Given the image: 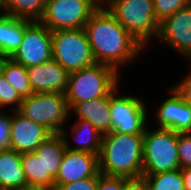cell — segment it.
Listing matches in <instances>:
<instances>
[{"mask_svg": "<svg viewBox=\"0 0 191 190\" xmlns=\"http://www.w3.org/2000/svg\"><path fill=\"white\" fill-rule=\"evenodd\" d=\"M184 184V190H191V168L180 169Z\"/></svg>", "mask_w": 191, "mask_h": 190, "instance_id": "d6a6232c", "label": "cell"}, {"mask_svg": "<svg viewBox=\"0 0 191 190\" xmlns=\"http://www.w3.org/2000/svg\"><path fill=\"white\" fill-rule=\"evenodd\" d=\"M22 100L23 98L0 72V108H4L5 105H13L12 111L19 110Z\"/></svg>", "mask_w": 191, "mask_h": 190, "instance_id": "d4e9b609", "label": "cell"}, {"mask_svg": "<svg viewBox=\"0 0 191 190\" xmlns=\"http://www.w3.org/2000/svg\"><path fill=\"white\" fill-rule=\"evenodd\" d=\"M84 30L96 63L117 71L120 66L136 60L145 49L103 4L91 15Z\"/></svg>", "mask_w": 191, "mask_h": 190, "instance_id": "6da1fadb", "label": "cell"}, {"mask_svg": "<svg viewBox=\"0 0 191 190\" xmlns=\"http://www.w3.org/2000/svg\"><path fill=\"white\" fill-rule=\"evenodd\" d=\"M0 190H28L21 153L0 149Z\"/></svg>", "mask_w": 191, "mask_h": 190, "instance_id": "ac0fdd59", "label": "cell"}, {"mask_svg": "<svg viewBox=\"0 0 191 190\" xmlns=\"http://www.w3.org/2000/svg\"><path fill=\"white\" fill-rule=\"evenodd\" d=\"M170 97L158 107L156 113L157 128H166L176 133H191V106L172 86Z\"/></svg>", "mask_w": 191, "mask_h": 190, "instance_id": "5bb4252c", "label": "cell"}, {"mask_svg": "<svg viewBox=\"0 0 191 190\" xmlns=\"http://www.w3.org/2000/svg\"><path fill=\"white\" fill-rule=\"evenodd\" d=\"M173 86L183 100L191 106V71L178 84Z\"/></svg>", "mask_w": 191, "mask_h": 190, "instance_id": "4dcf8cb0", "label": "cell"}, {"mask_svg": "<svg viewBox=\"0 0 191 190\" xmlns=\"http://www.w3.org/2000/svg\"><path fill=\"white\" fill-rule=\"evenodd\" d=\"M0 10L3 11L4 14L5 4L2 2V0H0Z\"/></svg>", "mask_w": 191, "mask_h": 190, "instance_id": "836d02e7", "label": "cell"}, {"mask_svg": "<svg viewBox=\"0 0 191 190\" xmlns=\"http://www.w3.org/2000/svg\"><path fill=\"white\" fill-rule=\"evenodd\" d=\"M99 175L98 155L66 149L54 185H65Z\"/></svg>", "mask_w": 191, "mask_h": 190, "instance_id": "4fadbf2b", "label": "cell"}, {"mask_svg": "<svg viewBox=\"0 0 191 190\" xmlns=\"http://www.w3.org/2000/svg\"><path fill=\"white\" fill-rule=\"evenodd\" d=\"M32 21L0 15V55L10 58L22 43L25 28Z\"/></svg>", "mask_w": 191, "mask_h": 190, "instance_id": "ffe728a7", "label": "cell"}, {"mask_svg": "<svg viewBox=\"0 0 191 190\" xmlns=\"http://www.w3.org/2000/svg\"><path fill=\"white\" fill-rule=\"evenodd\" d=\"M119 73L113 67L99 63L69 73L65 92L69 109L76 103L111 94L119 87Z\"/></svg>", "mask_w": 191, "mask_h": 190, "instance_id": "277c9868", "label": "cell"}, {"mask_svg": "<svg viewBox=\"0 0 191 190\" xmlns=\"http://www.w3.org/2000/svg\"><path fill=\"white\" fill-rule=\"evenodd\" d=\"M125 190H150L144 177L125 178Z\"/></svg>", "mask_w": 191, "mask_h": 190, "instance_id": "1f68e13d", "label": "cell"}, {"mask_svg": "<svg viewBox=\"0 0 191 190\" xmlns=\"http://www.w3.org/2000/svg\"><path fill=\"white\" fill-rule=\"evenodd\" d=\"M158 40L191 63V3L160 23Z\"/></svg>", "mask_w": 191, "mask_h": 190, "instance_id": "8fae6325", "label": "cell"}, {"mask_svg": "<svg viewBox=\"0 0 191 190\" xmlns=\"http://www.w3.org/2000/svg\"><path fill=\"white\" fill-rule=\"evenodd\" d=\"M147 127L143 137V174L154 175L180 169L178 133L171 129Z\"/></svg>", "mask_w": 191, "mask_h": 190, "instance_id": "5b68a950", "label": "cell"}, {"mask_svg": "<svg viewBox=\"0 0 191 190\" xmlns=\"http://www.w3.org/2000/svg\"><path fill=\"white\" fill-rule=\"evenodd\" d=\"M98 177L85 178L65 185H54V190H96Z\"/></svg>", "mask_w": 191, "mask_h": 190, "instance_id": "f1b7e54d", "label": "cell"}, {"mask_svg": "<svg viewBox=\"0 0 191 190\" xmlns=\"http://www.w3.org/2000/svg\"><path fill=\"white\" fill-rule=\"evenodd\" d=\"M10 134L9 114L0 110V149L8 148Z\"/></svg>", "mask_w": 191, "mask_h": 190, "instance_id": "f546056e", "label": "cell"}, {"mask_svg": "<svg viewBox=\"0 0 191 190\" xmlns=\"http://www.w3.org/2000/svg\"><path fill=\"white\" fill-rule=\"evenodd\" d=\"M96 190H125V177L106 176L100 173Z\"/></svg>", "mask_w": 191, "mask_h": 190, "instance_id": "83f0119b", "label": "cell"}, {"mask_svg": "<svg viewBox=\"0 0 191 190\" xmlns=\"http://www.w3.org/2000/svg\"><path fill=\"white\" fill-rule=\"evenodd\" d=\"M100 0H48L39 22L50 31L84 28Z\"/></svg>", "mask_w": 191, "mask_h": 190, "instance_id": "ba28073f", "label": "cell"}, {"mask_svg": "<svg viewBox=\"0 0 191 190\" xmlns=\"http://www.w3.org/2000/svg\"><path fill=\"white\" fill-rule=\"evenodd\" d=\"M18 111L51 134L60 133L71 116L65 94L61 93H33L23 98Z\"/></svg>", "mask_w": 191, "mask_h": 190, "instance_id": "8992f818", "label": "cell"}, {"mask_svg": "<svg viewBox=\"0 0 191 190\" xmlns=\"http://www.w3.org/2000/svg\"><path fill=\"white\" fill-rule=\"evenodd\" d=\"M1 72L22 98L33 94L29 83L28 71L24 65L14 62L11 58H4Z\"/></svg>", "mask_w": 191, "mask_h": 190, "instance_id": "44dd1931", "label": "cell"}, {"mask_svg": "<svg viewBox=\"0 0 191 190\" xmlns=\"http://www.w3.org/2000/svg\"><path fill=\"white\" fill-rule=\"evenodd\" d=\"M177 148L180 169L191 168V133H178Z\"/></svg>", "mask_w": 191, "mask_h": 190, "instance_id": "4316f807", "label": "cell"}, {"mask_svg": "<svg viewBox=\"0 0 191 190\" xmlns=\"http://www.w3.org/2000/svg\"><path fill=\"white\" fill-rule=\"evenodd\" d=\"M9 114L10 134L8 148L18 153L33 152L51 133L42 125L26 118L18 110Z\"/></svg>", "mask_w": 191, "mask_h": 190, "instance_id": "7c38bea8", "label": "cell"}, {"mask_svg": "<svg viewBox=\"0 0 191 190\" xmlns=\"http://www.w3.org/2000/svg\"><path fill=\"white\" fill-rule=\"evenodd\" d=\"M52 58L68 73L96 64L84 28L52 31Z\"/></svg>", "mask_w": 191, "mask_h": 190, "instance_id": "52a82bcc", "label": "cell"}, {"mask_svg": "<svg viewBox=\"0 0 191 190\" xmlns=\"http://www.w3.org/2000/svg\"><path fill=\"white\" fill-rule=\"evenodd\" d=\"M26 68L52 59V31L39 21H32L24 30L22 43L10 57Z\"/></svg>", "mask_w": 191, "mask_h": 190, "instance_id": "30bf717a", "label": "cell"}, {"mask_svg": "<svg viewBox=\"0 0 191 190\" xmlns=\"http://www.w3.org/2000/svg\"><path fill=\"white\" fill-rule=\"evenodd\" d=\"M33 93L65 94L69 73L53 58L37 66L27 68Z\"/></svg>", "mask_w": 191, "mask_h": 190, "instance_id": "9a60e30c", "label": "cell"}, {"mask_svg": "<svg viewBox=\"0 0 191 190\" xmlns=\"http://www.w3.org/2000/svg\"><path fill=\"white\" fill-rule=\"evenodd\" d=\"M143 137L114 132L102 135L99 172L106 176L142 177Z\"/></svg>", "mask_w": 191, "mask_h": 190, "instance_id": "7a4b0ae2", "label": "cell"}, {"mask_svg": "<svg viewBox=\"0 0 191 190\" xmlns=\"http://www.w3.org/2000/svg\"><path fill=\"white\" fill-rule=\"evenodd\" d=\"M102 4L145 49L158 38L160 23L153 0H103Z\"/></svg>", "mask_w": 191, "mask_h": 190, "instance_id": "3957f363", "label": "cell"}, {"mask_svg": "<svg viewBox=\"0 0 191 190\" xmlns=\"http://www.w3.org/2000/svg\"><path fill=\"white\" fill-rule=\"evenodd\" d=\"M8 1H9V0H2V2H3L4 4H6Z\"/></svg>", "mask_w": 191, "mask_h": 190, "instance_id": "d590c367", "label": "cell"}, {"mask_svg": "<svg viewBox=\"0 0 191 190\" xmlns=\"http://www.w3.org/2000/svg\"><path fill=\"white\" fill-rule=\"evenodd\" d=\"M142 177L148 182L150 190H184L180 169Z\"/></svg>", "mask_w": 191, "mask_h": 190, "instance_id": "cb8c5ba5", "label": "cell"}, {"mask_svg": "<svg viewBox=\"0 0 191 190\" xmlns=\"http://www.w3.org/2000/svg\"><path fill=\"white\" fill-rule=\"evenodd\" d=\"M118 88L110 94L111 132L144 135L148 108L139 97L131 94L118 96Z\"/></svg>", "mask_w": 191, "mask_h": 190, "instance_id": "9c48e42d", "label": "cell"}, {"mask_svg": "<svg viewBox=\"0 0 191 190\" xmlns=\"http://www.w3.org/2000/svg\"><path fill=\"white\" fill-rule=\"evenodd\" d=\"M190 3L191 0H153L156 18L161 23L167 17Z\"/></svg>", "mask_w": 191, "mask_h": 190, "instance_id": "484cf974", "label": "cell"}, {"mask_svg": "<svg viewBox=\"0 0 191 190\" xmlns=\"http://www.w3.org/2000/svg\"><path fill=\"white\" fill-rule=\"evenodd\" d=\"M110 94L106 96L76 103L70 112H74L77 119L89 121L101 135L111 133Z\"/></svg>", "mask_w": 191, "mask_h": 190, "instance_id": "e0dca14e", "label": "cell"}, {"mask_svg": "<svg viewBox=\"0 0 191 190\" xmlns=\"http://www.w3.org/2000/svg\"><path fill=\"white\" fill-rule=\"evenodd\" d=\"M21 162L28 184V190L43 189V165L34 152L21 153Z\"/></svg>", "mask_w": 191, "mask_h": 190, "instance_id": "603a6c76", "label": "cell"}, {"mask_svg": "<svg viewBox=\"0 0 191 190\" xmlns=\"http://www.w3.org/2000/svg\"><path fill=\"white\" fill-rule=\"evenodd\" d=\"M4 58H5L4 56L0 55V72H1V65H2V62H3Z\"/></svg>", "mask_w": 191, "mask_h": 190, "instance_id": "e575fe53", "label": "cell"}, {"mask_svg": "<svg viewBox=\"0 0 191 190\" xmlns=\"http://www.w3.org/2000/svg\"><path fill=\"white\" fill-rule=\"evenodd\" d=\"M48 0H9L5 4L4 14L39 21L43 16L44 9Z\"/></svg>", "mask_w": 191, "mask_h": 190, "instance_id": "7402d4cb", "label": "cell"}, {"mask_svg": "<svg viewBox=\"0 0 191 190\" xmlns=\"http://www.w3.org/2000/svg\"><path fill=\"white\" fill-rule=\"evenodd\" d=\"M71 130V134L73 135L71 138L77 143L75 147H71L72 145L67 141L66 127L59 133L64 141L66 149L100 155L102 135L89 121L77 119L75 124L71 127Z\"/></svg>", "mask_w": 191, "mask_h": 190, "instance_id": "d6986e66", "label": "cell"}, {"mask_svg": "<svg viewBox=\"0 0 191 190\" xmlns=\"http://www.w3.org/2000/svg\"><path fill=\"white\" fill-rule=\"evenodd\" d=\"M65 151L66 147L59 133L51 134L33 151L43 165V189H54V179Z\"/></svg>", "mask_w": 191, "mask_h": 190, "instance_id": "2e32d148", "label": "cell"}]
</instances>
